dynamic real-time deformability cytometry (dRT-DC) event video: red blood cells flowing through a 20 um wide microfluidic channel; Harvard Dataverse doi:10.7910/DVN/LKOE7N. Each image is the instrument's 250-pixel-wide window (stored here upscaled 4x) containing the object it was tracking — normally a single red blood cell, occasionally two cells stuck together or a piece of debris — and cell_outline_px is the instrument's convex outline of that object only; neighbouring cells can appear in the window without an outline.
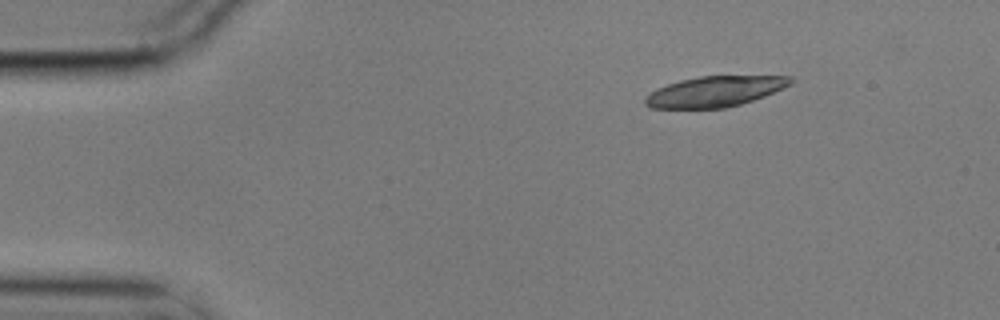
{"species": "common noctule bat (a hibernating species)", "species_latin": "Nyctalus noctula", "temperature_condition": "cold", "stored_images_in_passage": 3, "camera_frame_rate_fps": 3000, "um_per_image_px": 0.085, "animal": {"sex": "male", "body_mass_g": 17.9}, "frame": {"image": 1, "passage_image": 1, "time_ms": 0.0, "image_size_px": [1000, 320], "cell_outline_px": [[796, 80], [792, 84], [764, 96], [740, 104], [724, 108], [648, 108], [644, 104], [644, 100], [656, 88], [680, 80], [700, 76], [792, 76]], "centroid_in_image_um": [60.78, 7.77], "position_along_channel_um": 24.2, "area_um2": 25.78}}